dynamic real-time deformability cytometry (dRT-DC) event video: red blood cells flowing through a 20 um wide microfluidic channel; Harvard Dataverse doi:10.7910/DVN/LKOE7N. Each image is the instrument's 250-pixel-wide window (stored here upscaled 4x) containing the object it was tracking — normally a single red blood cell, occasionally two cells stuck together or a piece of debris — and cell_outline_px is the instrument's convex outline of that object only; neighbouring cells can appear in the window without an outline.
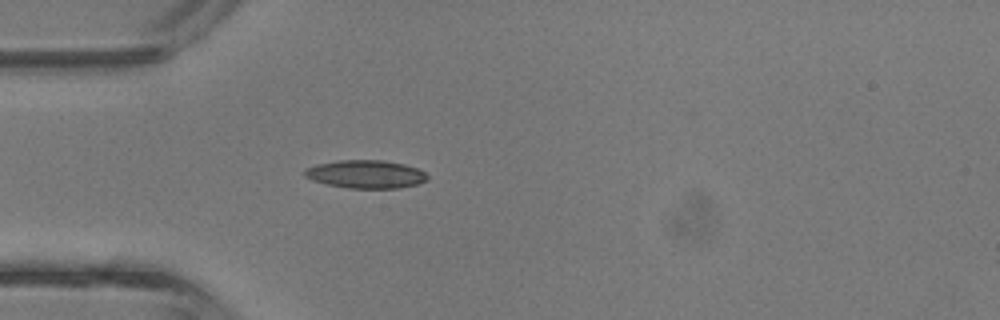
{"species": "common noctule bat (a hibernating species)", "species_latin": "Nyctalus noctula", "temperature_condition": "room temperature", "stored_images_in_passage": 31, "camera_frame_rate_fps": 3000, "um_per_image_px": 0.085, "animal": {"sex": "male", "body_mass_g": 13.3}, "frame": {"image": 1, "passage_image": 1, "time_ms": 0.0, "image_size_px": [1000, 320], "cell_outline_px": [[428, 180], [416, 184], [400, 188], [348, 188], [328, 184], [312, 180], [304, 176], [304, 168], [316, 164], [336, 160], [384, 160], [404, 164], [416, 168], [424, 172], [428, 176]], "centroid_in_image_um": [31.07, 14.8], "position_along_channel_um": 53.9, "area_um2": 20.17}}
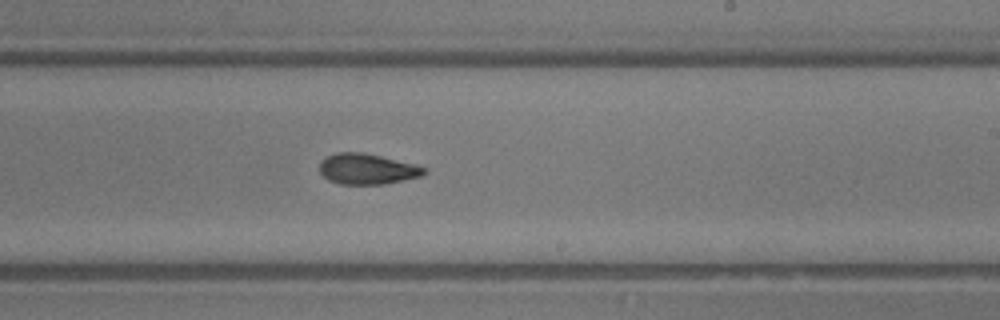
{"frame": {"image": 2, "passage_image": 14, "time_ms": 4.333, "image_size_px": [1000, 320], "cell_outline_px": [[428, 172], [420, 176], [384, 184], [340, 184], [328, 180], [320, 172], [320, 160], [336, 152], [364, 152], [416, 164], [428, 168]], "centroid_in_image_um": [31.22, 14.35], "position_along_channel_um": 257.8, "area_um2": 18.79}}
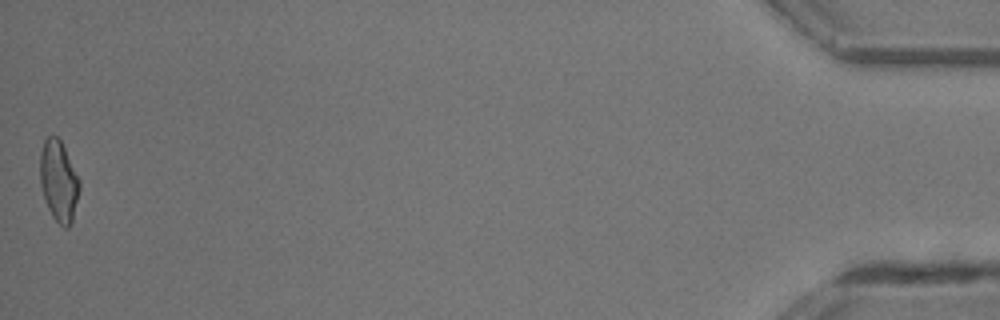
{"frame": {"image": 3, "passage_image": 31, "time_ms": 10.0, "image_size_px": [1000, 320], "cell_outline_px": [[80, 188], [72, 224], [68, 228], [64, 228], [52, 216], [48, 208], [40, 184], [40, 152], [44, 140], [48, 136], [56, 136], [60, 140], [80, 180]], "centroid_in_image_um": [4.99, 15.41], "position_along_channel_um": 430.2, "area_um2": 18.55}, "authors_computed_cell_mechanics": {"area_um2": 18.7272, "velocity_mm_per_s": 4.8597, "shape_relaxation_time_tau1_ms": 3.8005, "shape_relaxation_time_tau2_ms": 2.0462, "deformation_change_tau1": 0.1664, "deformation_change_tau2": 0.0974}}